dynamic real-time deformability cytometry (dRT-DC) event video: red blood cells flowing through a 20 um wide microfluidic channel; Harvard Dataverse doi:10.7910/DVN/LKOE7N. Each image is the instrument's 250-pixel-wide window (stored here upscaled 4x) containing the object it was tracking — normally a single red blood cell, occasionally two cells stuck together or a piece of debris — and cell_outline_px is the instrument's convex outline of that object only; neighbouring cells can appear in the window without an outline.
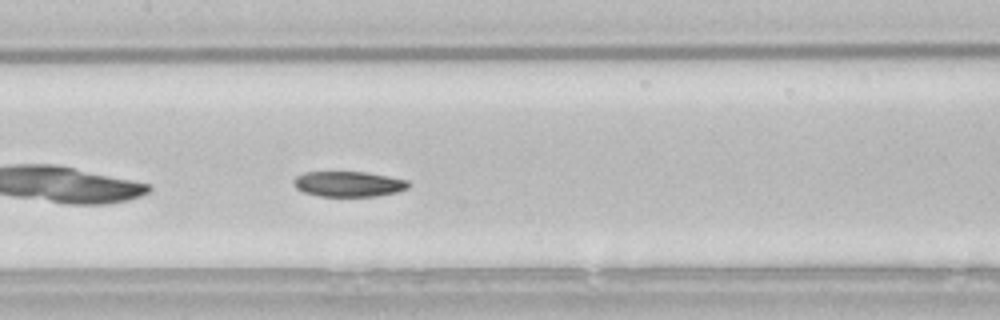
{"species": "common noctule bat (a hibernating species)", "species_latin": "Nyctalus noctula", "temperature_condition": "room temperature", "stored_images_in_passage": 34, "camera_frame_rate_fps": 3000, "um_per_image_px": 0.085, "animal": {"sex": "male", "body_mass_g": 21.5, "forearm_length_mm": 52.0}, "frame": {"image": 1, "passage_image": 10, "time_ms": 3.0, "image_size_px": [1000, 320], "cell_outline_px": [[412, 184], [408, 188], [396, 192], [376, 196], [320, 196], [304, 192], [296, 188], [292, 184], [292, 180], [296, 176], [304, 172], [364, 172], [388, 176], [408, 180]], "centroid_in_image_um": [29.62, 15.63], "position_along_channel_um": 177.8, "area_um2": 17.05}, "authors_computed_cell_mechanics": {"area_um2": 18.3804, "velocity_mm_per_s": 3.79, "shape_relaxation_time_tau1_ms": 4.9627, "shape_relaxation_time_tau2_ms": null, "deformation_change_tau1": 0.1134, "deformation_change_tau2": null}}